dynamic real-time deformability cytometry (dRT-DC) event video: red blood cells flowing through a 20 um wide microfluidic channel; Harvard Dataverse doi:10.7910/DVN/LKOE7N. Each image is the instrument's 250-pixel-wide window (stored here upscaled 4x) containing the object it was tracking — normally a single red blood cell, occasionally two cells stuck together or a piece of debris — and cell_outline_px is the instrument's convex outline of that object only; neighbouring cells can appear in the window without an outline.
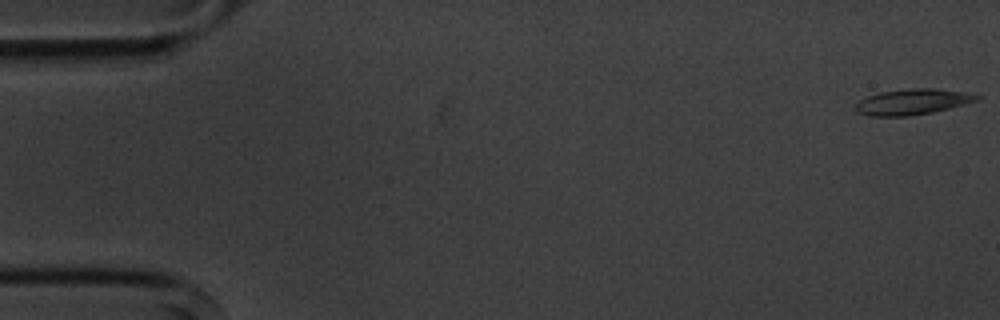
{"species": "common noctule bat (a hibernating species)", "species_latin": "Nyctalus noctula", "temperature_condition": "cold", "stored_images_in_passage": 5, "camera_frame_rate_fps": 3000, "um_per_image_px": 0.085, "animal": {"sex": "male", "body_mass_g": 20.1, "forearm_length_mm": 53.5}, "frame": {"image": 1, "passage_image": 1, "time_ms": 0.0, "image_size_px": [1000, 320], "cell_outline_px": [[980, 96], [976, 100], [948, 108], [932, 112], [908, 116], [868, 116], [856, 112], [856, 104], [860, 100], [868, 96], [880, 92], [912, 88], [932, 88], [964, 92]], "centroid_in_image_um": [77.49, 8.66], "position_along_channel_um": 7.5, "area_um2": 17.8}}
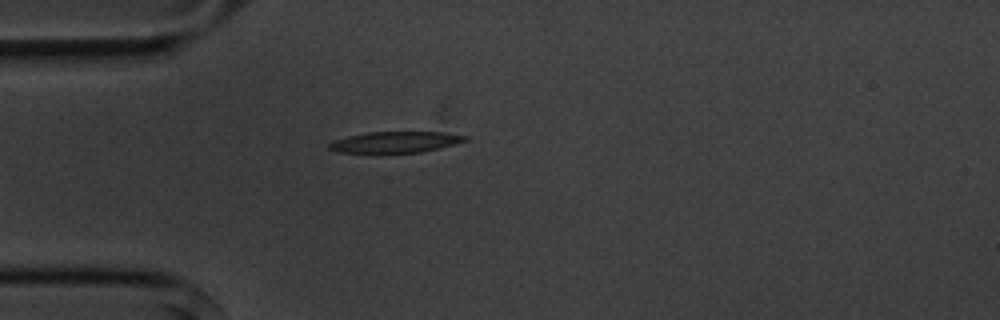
{"frame": {"image": 2, "passage_image": 5, "time_ms": 4.667, "image_size_px": [1000, 320], "cell_outline_px": [[468, 140], [456, 144], [440, 148], [420, 152], [336, 152], [328, 148], [328, 144], [336, 140], [348, 136], [368, 132], [440, 132], [468, 136]], "centroid_in_image_um": [33.63, 12.07], "position_along_channel_um": 51.4, "area_um2": 16.47}}